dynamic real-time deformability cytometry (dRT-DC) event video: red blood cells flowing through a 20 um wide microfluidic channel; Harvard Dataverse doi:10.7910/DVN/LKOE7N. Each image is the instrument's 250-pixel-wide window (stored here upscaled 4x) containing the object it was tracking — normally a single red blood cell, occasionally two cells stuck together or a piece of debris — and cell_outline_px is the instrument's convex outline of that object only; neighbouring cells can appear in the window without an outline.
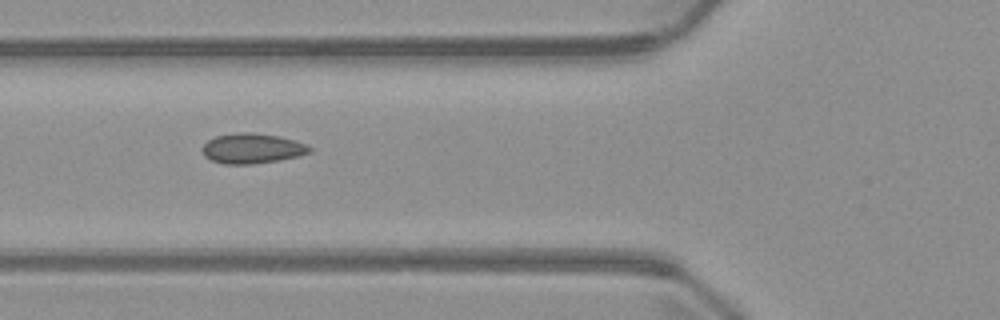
{"species": "common noctule bat (a hibernating species)", "species_latin": "Nyctalus noctula", "temperature_condition": "warm", "stored_images_in_passage": 4, "camera_frame_rate_fps": 3000, "um_per_image_px": 0.085, "animal": {"sex": "male", "body_mass_g": 23.1, "forearm_length_mm": 52.7}, "frame": {"image": 1, "passage_image": 3, "time_ms": 2.333, "image_size_px": [1000, 320], "cell_outline_px": [[312, 152], [280, 160], [252, 164], [224, 164], [212, 160], [204, 156], [204, 144], [208, 140], [216, 136], [236, 132], [252, 132], [280, 136], [308, 144], [312, 148]], "centroid_in_image_um": [21.47, 12.61], "position_along_channel_um": 104.3, "area_um2": 18.84}}
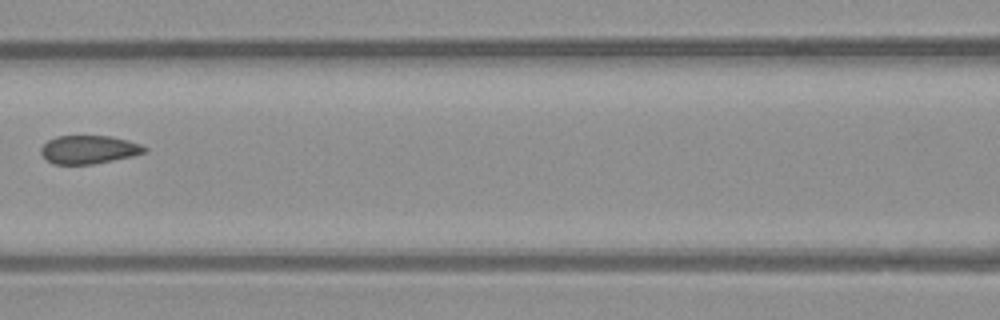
{"frame": {"image": 2, "passage_image": 4, "time_ms": 3.667, "image_size_px": [1000, 320], "cell_outline_px": [[148, 148], [144, 152], [132, 156], [92, 164], [52, 164], [40, 152], [40, 148], [48, 140], [56, 136], [112, 136], [128, 140], [140, 144]], "centroid_in_image_um": [7.54, 12.7], "position_along_channel_um": 159.1, "area_um2": 16.99}}